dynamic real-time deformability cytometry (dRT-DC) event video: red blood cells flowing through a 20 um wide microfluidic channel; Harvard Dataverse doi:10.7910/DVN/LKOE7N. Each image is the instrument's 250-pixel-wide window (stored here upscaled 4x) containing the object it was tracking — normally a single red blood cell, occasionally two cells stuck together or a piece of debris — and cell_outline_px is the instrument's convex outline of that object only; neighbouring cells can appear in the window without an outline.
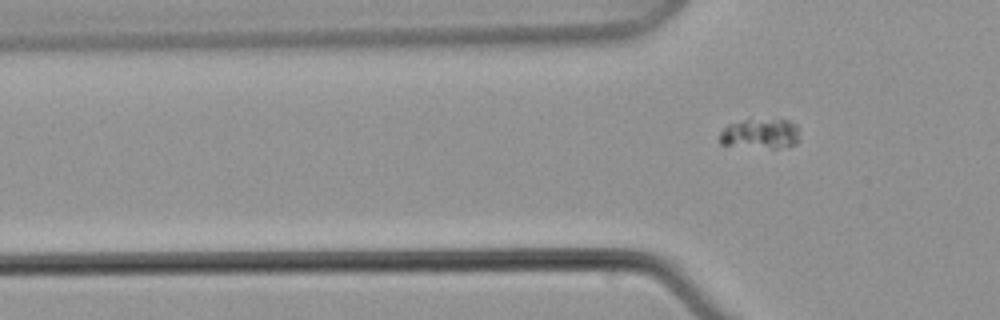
{"species": "common noctule bat (a hibernating species)", "species_latin": "Nyctalus noctula", "temperature_condition": "warm", "stored_images_in_passage": 10, "segment_of_instrument_passage": [2, 2], "camera_frame_rate_fps": 3000, "um_per_image_px": 0.085, "animal": {"sex": "male", "body_mass_g": 21.5, "forearm_length_mm": 52.0}, "frame": {"image": 1, "passage_image": 10, "time_ms": 11.667, "image_size_px": [1000, 320], "cell_outline_px": [[796, 144], [776, 148], [772, 148], [720, 144], [720, 132], [728, 124], [748, 116], [788, 120], [796, 124]], "centroid_in_image_um": [64.56, 11.29], "position_along_channel_um": 61.2, "area_um2": 14.33}}